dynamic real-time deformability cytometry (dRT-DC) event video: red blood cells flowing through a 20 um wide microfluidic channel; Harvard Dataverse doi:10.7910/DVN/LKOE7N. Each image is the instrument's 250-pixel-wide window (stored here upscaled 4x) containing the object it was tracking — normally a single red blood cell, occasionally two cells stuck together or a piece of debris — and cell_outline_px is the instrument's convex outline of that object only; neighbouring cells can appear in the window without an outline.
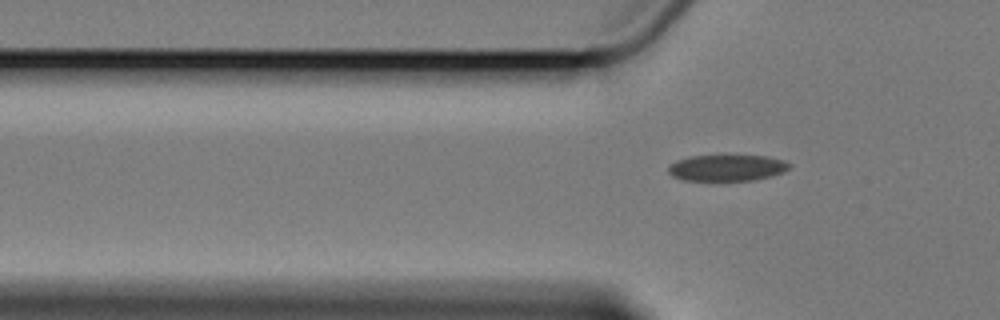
{"species": "Egyptian fruit bat (a non-hibernating species)", "species_latin": "Rousettus aegyptiacus", "temperature_condition": "cold", "stored_images_in_passage": 2, "camera_frame_rate_fps": 3000, "um_per_image_px": 0.085, "animal": {"sex": "female"}, "frame": {"image": 1, "passage_image": 2, "time_ms": 2.0, "image_size_px": [1000, 320], "cell_outline_px": [[792, 164], [788, 168], [780, 172], [768, 176], [752, 180], [684, 180], [672, 176], [668, 172], [668, 168], [676, 160], [692, 156], [768, 156], [784, 160]], "centroid_in_image_um": [61.77, 14.26], "position_along_channel_um": 64.0, "area_um2": 18.15}}